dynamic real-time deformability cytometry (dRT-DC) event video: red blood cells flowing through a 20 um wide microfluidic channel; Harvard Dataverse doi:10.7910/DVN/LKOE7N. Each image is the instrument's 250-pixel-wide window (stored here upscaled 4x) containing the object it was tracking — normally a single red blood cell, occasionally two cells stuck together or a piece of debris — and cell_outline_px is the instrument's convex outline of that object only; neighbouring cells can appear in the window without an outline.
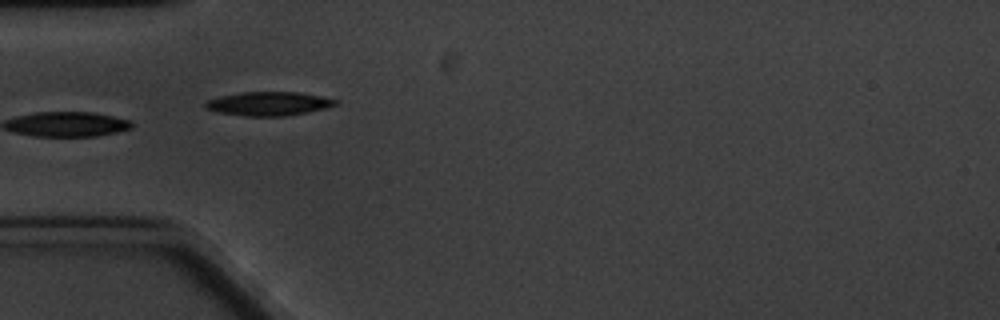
{"species": "common noctule bat (a hibernating species)", "species_latin": "Nyctalus noctula", "temperature_condition": "cold", "stored_images_in_passage": 6, "camera_frame_rate_fps": 3000, "um_per_image_px": 0.085, "animal": {"sex": "male", "body_mass_g": 20.1, "forearm_length_mm": 53.5}, "frame": {"image": 1, "passage_image": 6, "time_ms": 5.667, "image_size_px": [1000, 320], "cell_outline_px": [[340, 104], [308, 112], [284, 116], [244, 116], [216, 112], [204, 108], [204, 104], [208, 100], [220, 96], [240, 92], [300, 92], [340, 100]], "centroid_in_image_um": [22.84, 8.81], "position_along_channel_um": 62.2, "area_um2": 18.21}}